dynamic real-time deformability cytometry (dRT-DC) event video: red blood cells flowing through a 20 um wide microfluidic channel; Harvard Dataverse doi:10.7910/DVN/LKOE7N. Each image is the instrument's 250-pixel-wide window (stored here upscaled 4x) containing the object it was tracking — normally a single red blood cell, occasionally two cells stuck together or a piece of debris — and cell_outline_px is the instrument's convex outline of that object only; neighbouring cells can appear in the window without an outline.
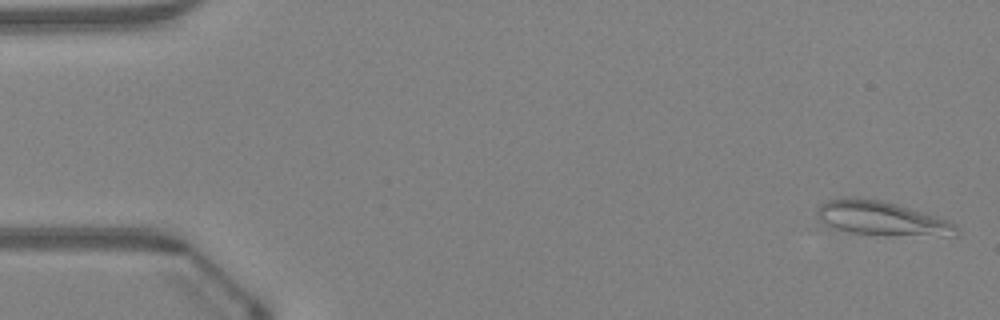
{"species": "Egyptian fruit bat (a non-hibernating species)", "species_latin": "Rousettus aegyptiacus", "temperature_condition": "warm", "stored_images_in_passage": 31, "camera_frame_rate_fps": 3000, "um_per_image_px": 0.085, "animal": {"sex": "female"}, "frame": {"image": 1, "passage_image": 2, "time_ms": 0.333, "image_size_px": [1000, 320], "cell_outline_px": [[960, 236], [944, 236], [852, 232], [836, 228], [820, 220], [816, 216], [816, 212], [820, 204], [828, 200], [848, 196], [852, 196], [880, 200], [896, 204], [948, 220], [956, 224], [960, 228]], "centroid_in_image_um": [74.98, 18.54], "position_along_channel_um": 10.0, "area_um2": 27.22}}
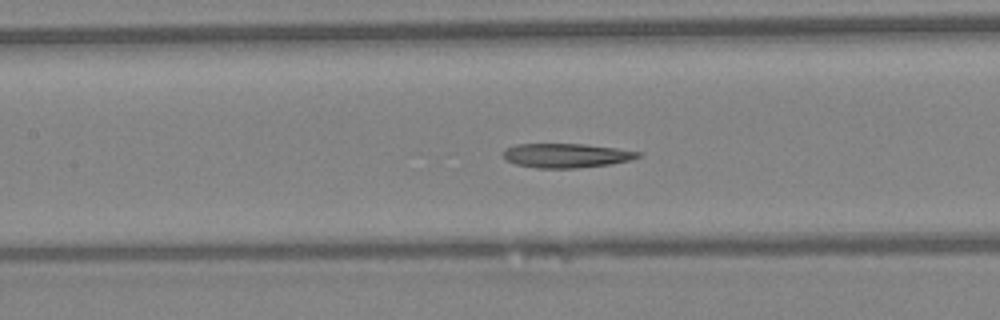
{"frame": {"image": 2, "passage_image": 22, "time_ms": 7.0, "image_size_px": [1000, 320], "cell_outline_px": [[644, 152], [640, 156], [628, 160], [612, 164], [576, 168], [536, 168], [516, 164], [504, 160], [504, 148], [516, 144], [584, 144], [616, 148]], "centroid_in_image_um": [48.12, 13.22], "position_along_channel_um": 159.3, "area_um2": 19.13}}
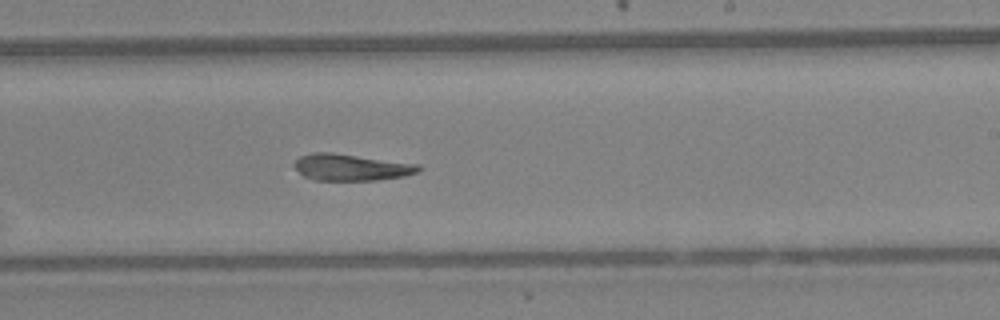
{"frame": {"image": 3, "passage_image": 29, "time_ms": 9.333, "image_size_px": [1000, 320], "cell_outline_px": [[424, 168], [416, 172], [404, 176], [376, 180], [312, 180], [304, 176], [292, 164], [300, 156], [312, 152], [332, 152], [420, 164]], "centroid_in_image_um": [29.85, 14.21], "position_along_channel_um": 259.1, "area_um2": 19.36}}